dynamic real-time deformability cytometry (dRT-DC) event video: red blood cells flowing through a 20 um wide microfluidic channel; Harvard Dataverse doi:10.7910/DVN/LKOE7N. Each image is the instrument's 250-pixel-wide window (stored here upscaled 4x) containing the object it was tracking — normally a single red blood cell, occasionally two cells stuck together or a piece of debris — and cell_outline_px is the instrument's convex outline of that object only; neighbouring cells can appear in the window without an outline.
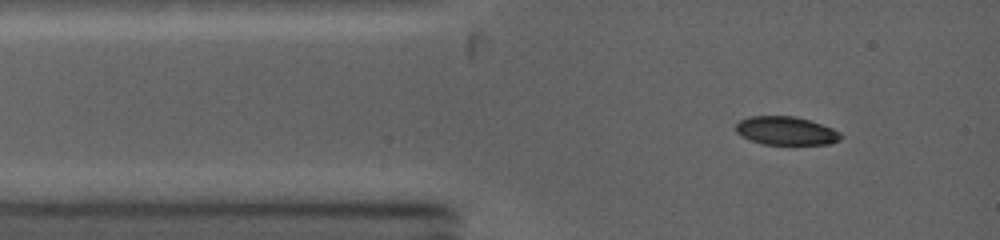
{"species": "common noctule bat (a hibernating species)", "species_latin": "Nyctalus noctula", "temperature_condition": "warm", "stored_images_in_passage": 3, "camera_frame_rate_fps": 5000, "um_per_image_px": 0.085, "animal": {"sex": "female", "body_mass_g": 19.0, "forearm_length_mm": 53.3}, "frame": {"image": 1, "passage_image": 1, "time_ms": 0.0, "image_size_px": [1000, 240], "cell_outline_px": [[844, 136], [840, 140], [828, 144], [764, 144], [740, 136], [736, 132], [736, 124], [740, 120], [748, 116], [796, 116], [832, 128], [840, 132]], "centroid_in_image_um": [66.81, 11.11], "position_along_channel_um": 18.2, "area_um2": 17.34}}
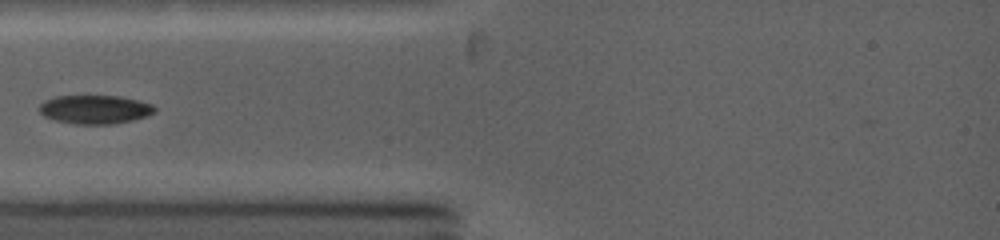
{"frame": {"image": 2, "passage_image": 3, "time_ms": 2.0, "image_size_px": [1000, 240], "cell_outline_px": [[156, 112], [148, 116], [132, 120], [108, 124], [76, 124], [56, 120], [44, 116], [40, 112], [40, 104], [44, 100], [56, 96], [120, 96], [152, 104], [156, 108]], "centroid_in_image_um": [8.08, 9.3], "position_along_channel_um": 76.9, "area_um2": 19.19}}